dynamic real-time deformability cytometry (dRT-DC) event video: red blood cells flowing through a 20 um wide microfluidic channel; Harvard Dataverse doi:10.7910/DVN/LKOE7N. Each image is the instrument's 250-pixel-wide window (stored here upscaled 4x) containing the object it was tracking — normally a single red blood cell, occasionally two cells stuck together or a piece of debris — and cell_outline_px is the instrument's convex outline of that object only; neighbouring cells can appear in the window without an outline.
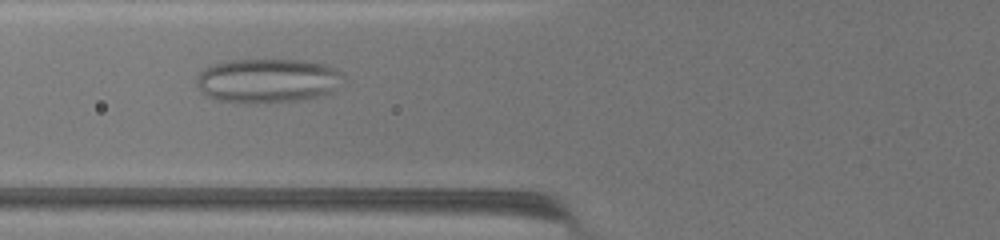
{"species": "common noctule bat (a hibernating species)", "species_latin": "Nyctalus noctula", "temperature_condition": "warm", "stored_images_in_passage": 66, "camera_frame_rate_fps": 3000, "um_per_image_px": 0.085, "animal": {"sex": "female", "body_mass_g": 19.5, "forearm_length_mm": 54.1}, "frame": {"image": 1, "passage_image": 23, "time_ms": 7.333, "image_size_px": [1000, 240], "cell_outline_px": [[344, 76], [328, 92], [316, 96], [296, 100], [216, 100], [208, 96], [196, 84], [196, 80], [200, 72], [204, 68], [216, 64], [232, 60], [308, 60], [324, 64], [340, 72]], "centroid_in_image_um": [22.72, 6.79], "position_along_channel_um": 103.1, "area_um2": 36.07}}
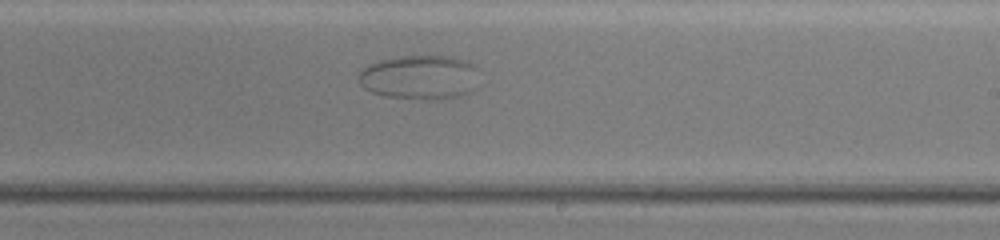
{"frame": {"image": 2, "passage_image": 39, "time_ms": 12.667, "image_size_px": [1000, 240], "cell_outline_px": [[476, 64], [472, 92], [460, 96], [440, 100], [388, 96], [372, 92], [364, 88], [360, 84], [360, 72], [368, 64], [380, 60], [404, 56], [456, 56]], "centroid_in_image_um": [35.69, 6.56], "position_along_channel_um": 253.3, "area_um2": 30.87}}
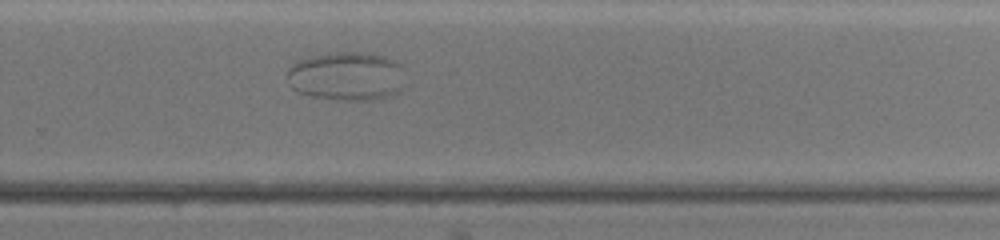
{"frame": {"image": 3, "passage_image": 44, "time_ms": 14.333, "image_size_px": [1000, 240], "cell_outline_px": [[404, 88], [400, 92], [392, 96], [372, 100], [336, 100], [308, 96], [296, 92], [292, 88], [288, 76], [288, 68], [296, 60], [308, 56], [336, 52], [360, 52], [384, 56], [396, 60], [400, 64]], "centroid_in_image_um": [29.46, 6.49], "position_along_channel_um": 300.3, "area_um2": 34.1}}